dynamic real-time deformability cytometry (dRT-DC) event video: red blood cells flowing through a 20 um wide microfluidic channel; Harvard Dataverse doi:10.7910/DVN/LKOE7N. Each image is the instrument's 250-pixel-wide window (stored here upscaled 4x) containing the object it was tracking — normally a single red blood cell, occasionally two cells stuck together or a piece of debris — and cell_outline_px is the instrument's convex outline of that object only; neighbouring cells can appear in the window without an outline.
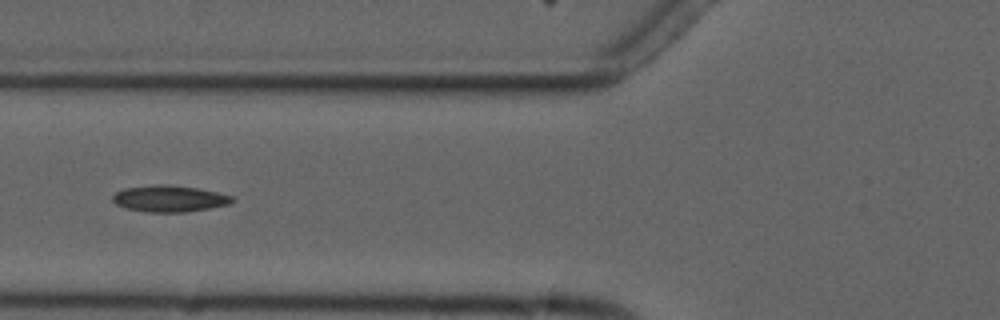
{"species": "common noctule bat (a hibernating species)", "species_latin": "Nyctalus noctula", "temperature_condition": "cold", "stored_images_in_passage": 6, "camera_frame_rate_fps": 3000, "um_per_image_px": 0.085, "animal": {"sex": "male", "forearm_length_mm": 52.5}, "frame": {"image": 1, "passage_image": 6, "time_ms": 7.0, "image_size_px": [1000, 320], "cell_outline_px": [[236, 200], [228, 204], [212, 208], [188, 212], [144, 212], [124, 208], [116, 204], [112, 200], [112, 196], [116, 192], [124, 188], [156, 184], [168, 184], [196, 188], [216, 192], [232, 196]], "centroid_in_image_um": [14.38, 16.89], "position_along_channel_um": 111.4, "area_um2": 18.61}}